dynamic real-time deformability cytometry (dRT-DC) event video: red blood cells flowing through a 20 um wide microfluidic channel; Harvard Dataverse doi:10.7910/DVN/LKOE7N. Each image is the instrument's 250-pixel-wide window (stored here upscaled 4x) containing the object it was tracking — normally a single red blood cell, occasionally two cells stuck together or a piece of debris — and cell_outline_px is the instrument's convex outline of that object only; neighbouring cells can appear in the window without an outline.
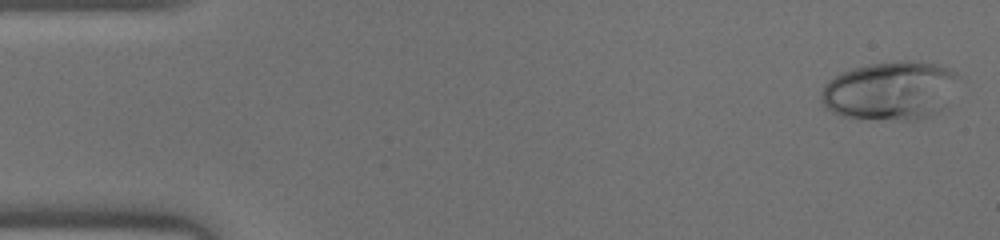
{"species": "human", "species_latin": "Homo sapiens", "temperature_condition": "warm", "stored_images_in_passage": 45, "camera_frame_rate_fps": 3000, "um_per_image_px": 0.085, "donor": {"sex": "male"}, "frame": {"image": 1, "passage_image": 1, "time_ms": 0.0, "image_size_px": [1000, 240], "cell_outline_px": [[960, 76], [944, 108], [932, 116], [916, 120], [904, 120], [840, 116], [824, 108], [820, 100], [820, 96], [824, 84], [828, 80], [852, 68], [868, 64], [900, 60], [908, 60], [936, 64], [948, 68], [956, 72]], "centroid_in_image_um": [75.67, 7.7], "position_along_channel_um": 9.3, "area_um2": 47.22}}
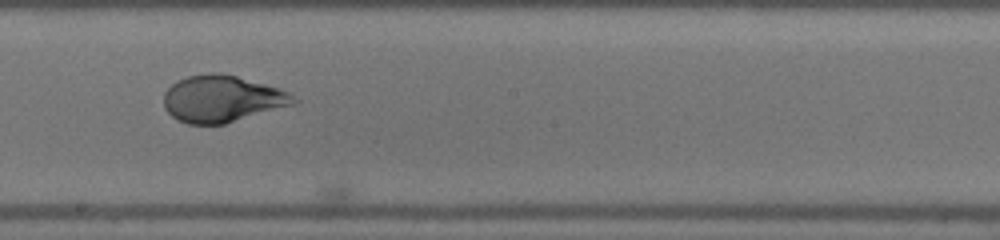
{"frame": {"image": 2, "passage_image": 25, "time_ms": 8.0, "image_size_px": [1000, 240], "cell_outline_px": [[300, 100], [296, 104], [224, 124], [188, 124], [176, 120], [164, 108], [164, 92], [176, 80], [188, 76], [208, 72], [220, 72], [236, 76], [264, 84], [288, 92]], "centroid_in_image_um": [18.86, 8.4], "position_along_channel_um": 229.3, "area_um2": 35.49}}
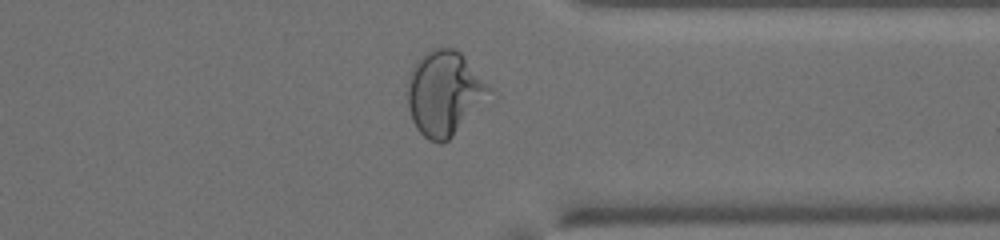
{"frame": {"image": 3, "passage_image": 35, "time_ms": 11.333, "image_size_px": [1000, 240], "cell_outline_px": [[496, 96], [448, 140], [440, 144], [428, 140], [416, 128], [412, 120], [408, 108], [408, 76], [416, 60], [432, 48], [452, 48], [460, 52], [464, 56], [492, 88]], "centroid_in_image_um": [37.84, 7.95], "position_along_channel_um": 373.6, "area_um2": 41.15}}